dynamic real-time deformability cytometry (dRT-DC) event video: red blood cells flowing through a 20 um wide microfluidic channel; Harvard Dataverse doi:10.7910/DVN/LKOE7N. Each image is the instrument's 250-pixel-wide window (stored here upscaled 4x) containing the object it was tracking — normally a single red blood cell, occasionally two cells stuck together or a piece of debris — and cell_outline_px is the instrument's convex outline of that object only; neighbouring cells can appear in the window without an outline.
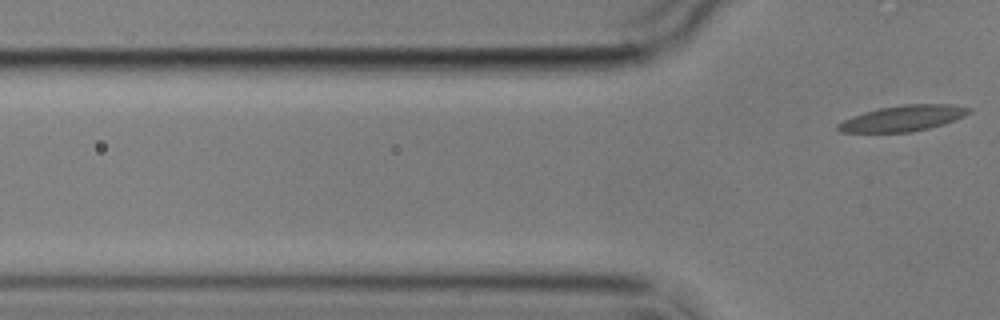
{"species": "common noctule bat (a hibernating species)", "species_latin": "Nyctalus noctula", "temperature_condition": "cold", "stored_images_in_passage": 2, "camera_frame_rate_fps": 3000, "um_per_image_px": 0.085, "animal": {"sex": "male", "body_mass_g": 17.9}, "frame": {"image": 1, "passage_image": 2, "time_ms": 2.333, "image_size_px": [1000, 320], "cell_outline_px": [[972, 112], [956, 120], [944, 124], [912, 132], [840, 132], [836, 128], [836, 124], [852, 116], [864, 112], [880, 108], [904, 104], [952, 104], [972, 108]], "centroid_in_image_um": [76.79, 10.05], "position_along_channel_um": 49.0, "area_um2": 19.77}}